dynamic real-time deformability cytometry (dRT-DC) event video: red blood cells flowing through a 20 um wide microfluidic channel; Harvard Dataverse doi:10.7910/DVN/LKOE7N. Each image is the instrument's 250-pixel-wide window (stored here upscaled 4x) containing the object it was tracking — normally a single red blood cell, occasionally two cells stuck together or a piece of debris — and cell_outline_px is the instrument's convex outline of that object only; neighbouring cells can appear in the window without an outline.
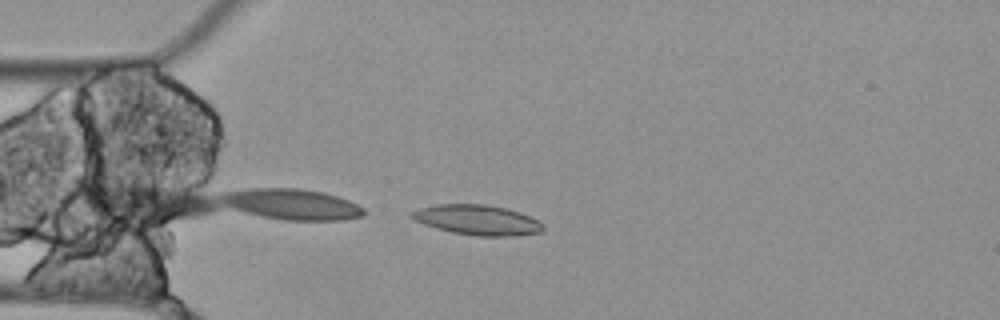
{"species": "Egyptian fruit bat (a non-hibernating species)", "species_latin": "Rousettus aegyptiacus", "temperature_condition": "cold", "stored_images_in_passage": 10, "camera_frame_rate_fps": 3000, "um_per_image_px": 0.085, "animal": {"sex": "female"}, "frame": {"image": 1, "passage_image": 4, "time_ms": 1.0, "image_size_px": [1000, 320], "cell_outline_px": [[544, 228], [540, 232], [516, 236], [476, 236], [452, 232], [436, 228], [412, 220], [408, 216], [412, 212], [420, 208], [436, 204], [488, 204], [520, 212], [544, 224]], "centroid_in_image_um": [40.55, 18.7], "position_along_channel_um": 44.5, "area_um2": 23.06}}
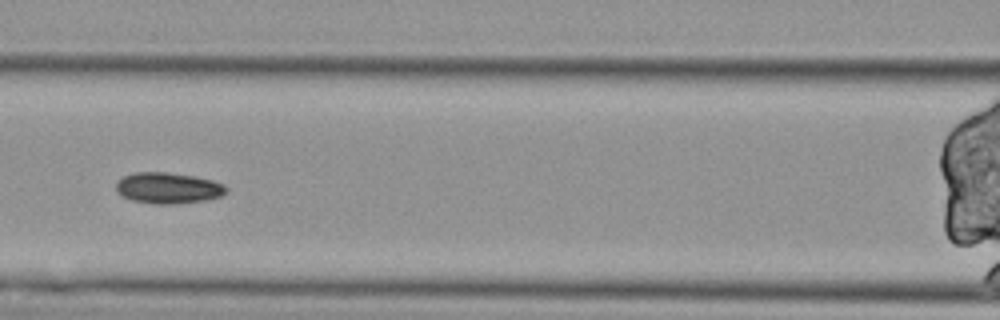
{"frame": {"image": 2, "passage_image": 7, "time_ms": 2.0, "image_size_px": [1000, 320], "cell_outline_px": [[228, 192], [220, 196], [208, 200], [180, 204], [152, 204], [132, 200], [120, 196], [116, 192], [116, 180], [132, 172], [168, 172], [196, 176], [212, 180], [224, 184], [228, 188]], "centroid_in_image_um": [14.28, 15.98], "position_along_channel_um": 152.3, "area_um2": 20.46}}
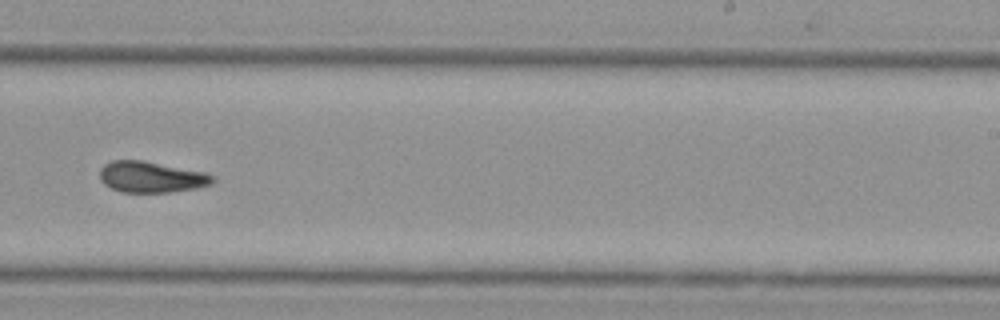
{"frame": {"image": 3, "passage_image": 10, "time_ms": 3.0, "image_size_px": [1000, 320], "cell_outline_px": [[216, 180], [212, 184], [196, 188], [168, 192], [120, 192], [104, 184], [100, 180], [100, 168], [104, 164], [112, 160], [144, 160], [204, 172], [216, 176]], "centroid_in_image_um": [12.86, 15.04], "position_along_channel_um": 276.1, "area_um2": 20.58}}